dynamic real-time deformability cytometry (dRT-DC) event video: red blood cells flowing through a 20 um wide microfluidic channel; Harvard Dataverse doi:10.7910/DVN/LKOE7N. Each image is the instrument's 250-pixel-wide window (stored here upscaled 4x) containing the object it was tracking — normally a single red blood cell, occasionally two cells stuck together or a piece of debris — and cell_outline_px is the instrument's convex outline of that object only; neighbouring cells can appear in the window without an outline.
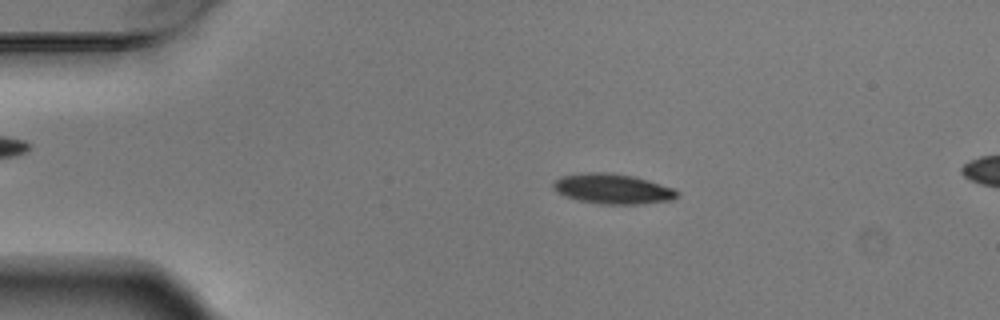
{"species": "Egyptian fruit bat (a non-hibernating species)", "species_latin": "Rousettus aegyptiacus", "temperature_condition": "warm", "stored_images_in_passage": 5, "camera_frame_rate_fps": 3000, "um_per_image_px": 0.085, "animal": {"sex": "male"}, "frame": {"image": 1, "passage_image": 3, "time_ms": 0.667, "image_size_px": [1000, 320], "cell_outline_px": [[680, 192], [672, 200], [644, 204], [600, 204], [576, 200], [564, 196], [556, 192], [552, 188], [552, 184], [556, 180], [564, 176], [588, 172], [604, 172], [632, 176], [672, 188]], "centroid_in_image_um": [52.04, 16.07], "position_along_channel_um": 33.0, "area_um2": 21.56}}